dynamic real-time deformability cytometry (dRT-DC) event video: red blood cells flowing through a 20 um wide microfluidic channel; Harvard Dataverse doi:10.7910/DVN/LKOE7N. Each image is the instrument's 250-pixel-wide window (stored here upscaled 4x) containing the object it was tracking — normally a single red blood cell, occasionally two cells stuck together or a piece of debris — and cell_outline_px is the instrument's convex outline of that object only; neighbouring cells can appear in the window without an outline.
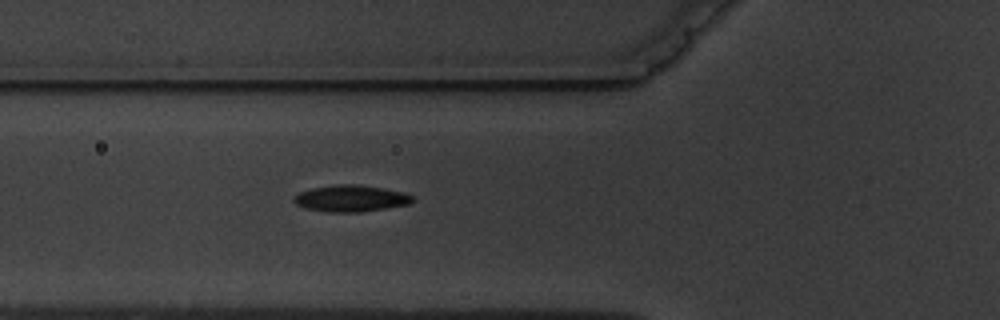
{"species": "common noctule bat (a hibernating species)", "species_latin": "Nyctalus noctula", "temperature_condition": "warm", "stored_images_in_passage": 3, "camera_frame_rate_fps": 3000, "um_per_image_px": 0.085, "animal": {"sex": "male", "body_mass_g": 19.5, "forearm_length_mm": 54.6}, "frame": {"image": 1, "passage_image": 3, "time_ms": 2.333, "image_size_px": [1000, 320], "cell_outline_px": [[416, 196], [408, 204], [360, 212], [328, 212], [304, 208], [296, 204], [292, 200], [300, 192], [312, 188], [336, 184], [356, 184], [384, 188], [404, 192]], "centroid_in_image_um": [29.82, 16.86], "position_along_channel_um": 96.0, "area_um2": 18.32}}